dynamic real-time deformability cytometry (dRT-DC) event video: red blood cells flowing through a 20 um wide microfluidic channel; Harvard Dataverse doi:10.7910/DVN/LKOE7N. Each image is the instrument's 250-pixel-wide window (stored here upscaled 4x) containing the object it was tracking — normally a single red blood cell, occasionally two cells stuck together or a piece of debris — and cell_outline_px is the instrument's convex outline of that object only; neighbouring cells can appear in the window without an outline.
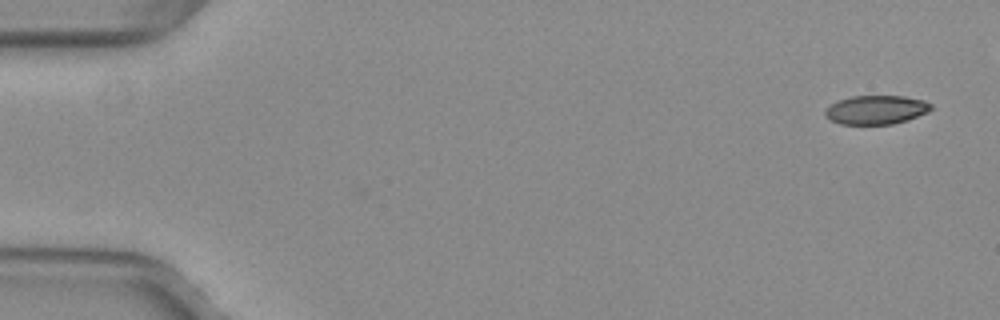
{"species": "common noctule bat (a hibernating species)", "species_latin": "Nyctalus noctula", "temperature_condition": "warm", "stored_images_in_passage": 47, "camera_frame_rate_fps": 3000, "um_per_image_px": 0.085, "animal": {"sex": "female", "body_mass_g": 29.2, "forearm_length_mm": 56.3}, "frame": {"image": 1, "passage_image": 1, "time_ms": 0.0, "image_size_px": [1000, 320], "cell_outline_px": [[932, 108], [928, 112], [908, 120], [892, 124], [840, 124], [824, 116], [824, 112], [836, 100], [852, 96], [904, 96], [924, 100], [932, 104]], "centroid_in_image_um": [74.49, 9.33], "position_along_channel_um": 10.5, "area_um2": 17.86}}
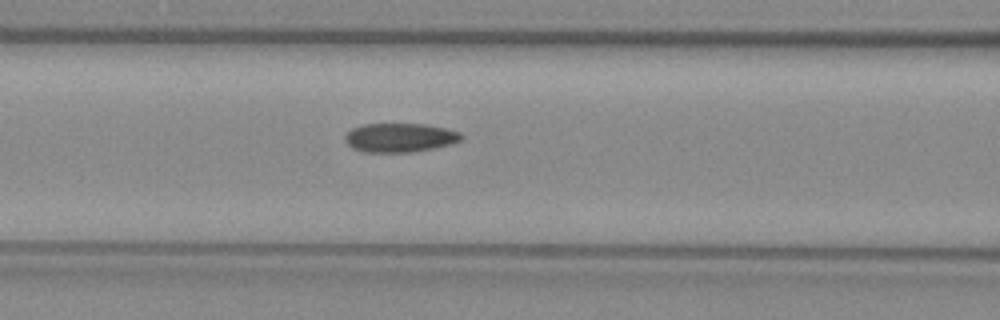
{"frame": {"image": 2, "passage_image": 21, "time_ms": 6.667, "image_size_px": [1000, 320], "cell_outline_px": [[464, 136], [460, 140], [452, 144], [412, 152], [364, 152], [352, 148], [344, 140], [344, 136], [352, 128], [364, 124], [424, 124], [444, 128], [460, 132]], "centroid_in_image_um": [33.97, 11.7], "position_along_channel_um": 132.6, "area_um2": 19.59}}
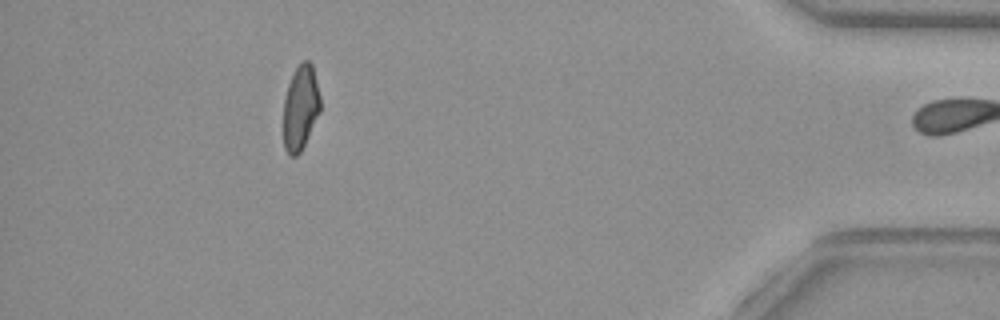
{"frame": {"image": 3, "passage_image": 46, "time_ms": 15.0, "image_size_px": [1000, 320], "cell_outline_px": [[320, 112], [300, 152], [296, 156], [288, 156], [284, 148], [284, 100], [288, 84], [296, 68], [304, 60], [308, 60], [312, 64], [320, 96]], "centroid_in_image_um": [25.54, 9.17], "position_along_channel_um": 409.7, "area_um2": 18.03}, "authors_computed_cell_mechanics": {"area_um2": 19.5942, "velocity_mm_per_s": 4.0079, "shape_relaxation_time_tau1_ms": null, "shape_relaxation_time_tau2_ms": 1.854, "deformation_change_tau1": null, "deformation_change_tau2": 0.0713}}